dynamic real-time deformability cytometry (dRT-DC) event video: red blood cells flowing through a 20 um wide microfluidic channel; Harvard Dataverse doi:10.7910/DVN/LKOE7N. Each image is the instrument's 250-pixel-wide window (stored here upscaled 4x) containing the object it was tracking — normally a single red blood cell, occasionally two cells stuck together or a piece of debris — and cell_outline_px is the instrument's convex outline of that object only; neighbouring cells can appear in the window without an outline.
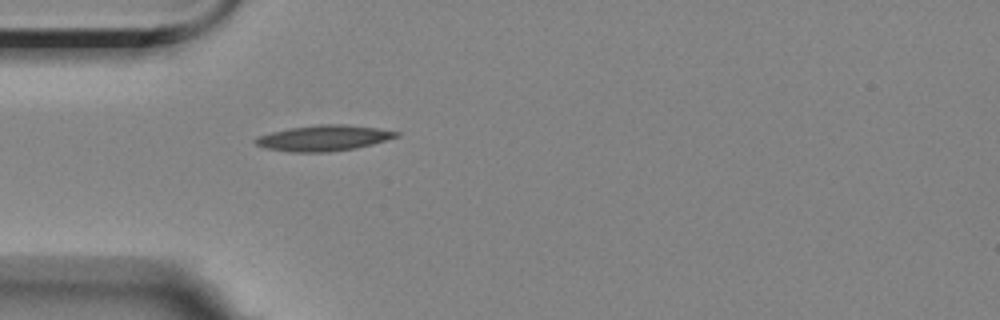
{"species": "Egyptian fruit bat (a non-hibernating species)", "species_latin": "Rousettus aegyptiacus", "temperature_condition": "room temperature", "stored_images_in_passage": 1, "camera_frame_rate_fps": 3000, "um_per_image_px": 0.085, "animal": {"sex": "female"}, "frame": {"image": 1, "passage_image": 1, "time_ms": 0.0, "image_size_px": [1000, 320], "cell_outline_px": [[400, 136], [372, 144], [356, 148], [328, 152], [288, 152], [264, 148], [256, 144], [252, 140], [256, 136], [288, 128], [320, 124], [344, 124], [376, 128], [400, 132]], "centroid_in_image_um": [27.47, 11.74], "position_along_channel_um": 57.5, "area_um2": 21.21}}